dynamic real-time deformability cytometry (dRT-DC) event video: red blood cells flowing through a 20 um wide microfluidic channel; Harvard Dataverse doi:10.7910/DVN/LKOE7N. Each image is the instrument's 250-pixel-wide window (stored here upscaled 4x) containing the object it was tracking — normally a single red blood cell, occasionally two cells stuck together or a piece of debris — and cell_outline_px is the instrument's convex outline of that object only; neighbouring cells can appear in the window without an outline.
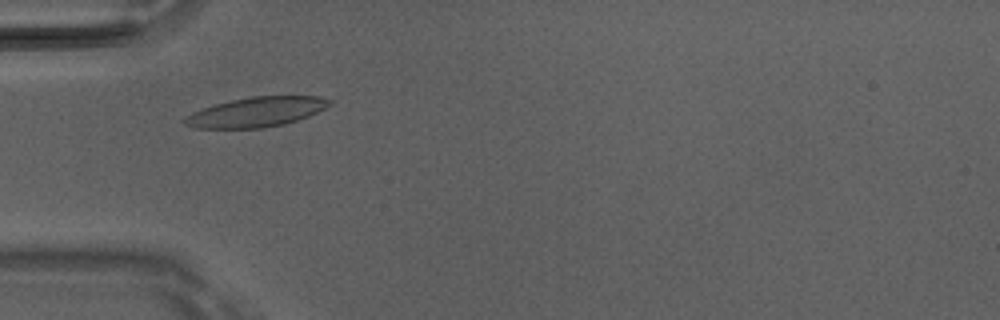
{"species": "Egyptian fruit bat (a non-hibernating species)", "species_latin": "Rousettus aegyptiacus", "temperature_condition": "room temperature", "stored_images_in_passage": 3, "camera_frame_rate_fps": 3000, "um_per_image_px": 0.085, "animal": {"sex": "male"}, "frame": {"image": 1, "passage_image": 3, "time_ms": 0.667, "image_size_px": [1000, 320], "cell_outline_px": [[332, 104], [308, 116], [284, 124], [264, 128], [196, 128], [184, 124], [180, 120], [184, 116], [192, 112], [216, 104], [232, 100], [252, 96], [320, 96], [332, 100]], "centroid_in_image_um": [21.76, 9.52], "position_along_channel_um": 63.2, "area_um2": 25.09}}